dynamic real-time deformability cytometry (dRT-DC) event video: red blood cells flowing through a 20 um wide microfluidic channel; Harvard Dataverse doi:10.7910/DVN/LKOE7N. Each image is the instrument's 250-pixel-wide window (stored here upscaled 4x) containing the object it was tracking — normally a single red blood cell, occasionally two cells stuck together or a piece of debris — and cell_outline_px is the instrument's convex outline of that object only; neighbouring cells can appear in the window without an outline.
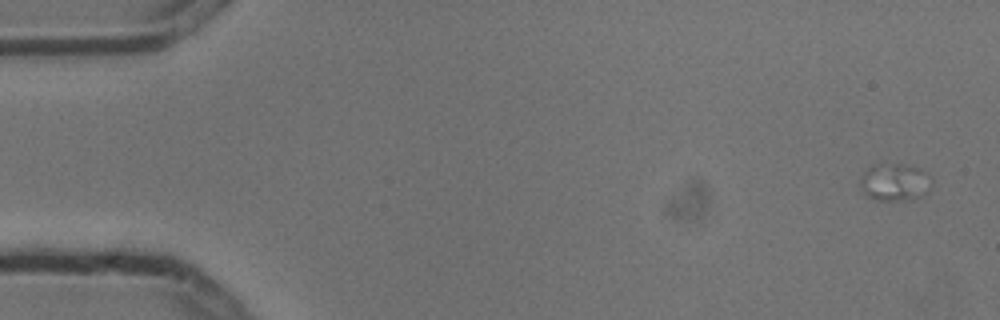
{"species": "common noctule bat (a hibernating species)", "species_latin": "Nyctalus noctula", "temperature_condition": "cold", "stored_images_in_passage": 3, "camera_frame_rate_fps": 3000, "um_per_image_px": 0.085, "animal": {"sex": "male", "body_mass_g": 13.3}, "frame": {"image": 1, "passage_image": 1, "time_ms": 0.0, "image_size_px": [1000, 320], "cell_outline_px": [[932, 184], [928, 192], [924, 196], [916, 200], [876, 200], [868, 196], [864, 192], [860, 184], [860, 180], [864, 172], [872, 164], [900, 164], [920, 168], [932, 176]], "centroid_in_image_um": [76.12, 15.5], "position_along_channel_um": 8.9, "area_um2": 15.9}}